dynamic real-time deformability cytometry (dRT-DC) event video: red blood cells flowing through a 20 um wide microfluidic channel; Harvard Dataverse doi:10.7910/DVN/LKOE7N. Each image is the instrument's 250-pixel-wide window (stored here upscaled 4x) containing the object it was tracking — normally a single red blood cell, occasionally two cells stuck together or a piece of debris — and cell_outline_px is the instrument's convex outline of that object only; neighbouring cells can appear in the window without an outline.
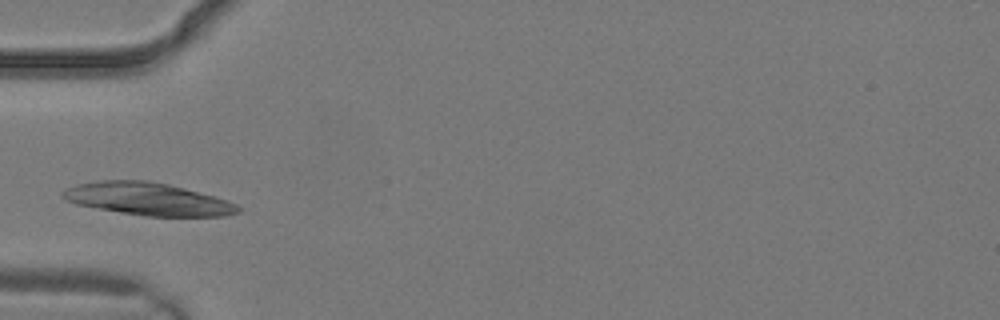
{"species": "common noctule bat (a hibernating species)", "species_latin": "Nyctalus noctula", "temperature_condition": "warm", "stored_images_in_passage": 2, "camera_frame_rate_fps": 3000, "um_per_image_px": 0.085, "animal": {"sex": "male", "body_mass_g": 19.2, "forearm_length_mm": 51.8}, "frame": {"image": 1, "passage_image": 2, "time_ms": 0.333, "image_size_px": [1000, 320], "cell_outline_px": [[240, 212], [224, 216], [144, 216], [96, 208], [76, 204], [64, 200], [60, 196], [60, 192], [64, 188], [76, 184], [100, 180], [148, 180], [168, 184], [184, 188], [228, 200], [236, 204], [240, 208]], "centroid_in_image_um": [12.51, 16.91], "position_along_channel_um": 72.5, "area_um2": 33.41}}